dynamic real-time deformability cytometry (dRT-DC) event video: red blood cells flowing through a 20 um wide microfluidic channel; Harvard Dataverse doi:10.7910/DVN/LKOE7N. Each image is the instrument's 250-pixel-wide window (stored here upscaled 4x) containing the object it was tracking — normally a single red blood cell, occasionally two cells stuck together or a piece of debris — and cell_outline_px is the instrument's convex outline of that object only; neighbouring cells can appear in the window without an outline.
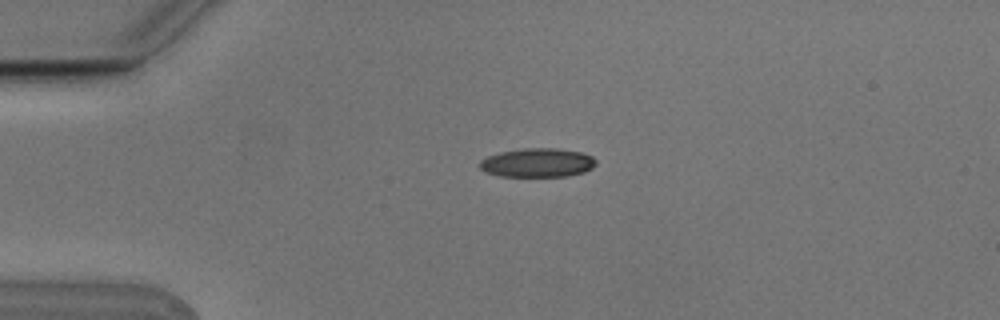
{"species": "Egyptian fruit bat (a non-hibernating species)", "species_latin": "Rousettus aegyptiacus", "temperature_condition": "cold", "stored_images_in_passage": 3, "camera_frame_rate_fps": 3000, "um_per_image_px": 0.085, "animal": {"sex": "male"}, "frame": {"image": 1, "passage_image": 1, "time_ms": 0.0, "image_size_px": [1000, 320], "cell_outline_px": [[596, 164], [592, 168], [584, 172], [568, 176], [500, 176], [484, 172], [480, 168], [480, 160], [488, 156], [500, 152], [520, 148], [556, 148], [580, 152], [592, 156], [596, 160]], "centroid_in_image_um": [45.68, 13.83], "position_along_channel_um": 39.3, "area_um2": 19.65}}